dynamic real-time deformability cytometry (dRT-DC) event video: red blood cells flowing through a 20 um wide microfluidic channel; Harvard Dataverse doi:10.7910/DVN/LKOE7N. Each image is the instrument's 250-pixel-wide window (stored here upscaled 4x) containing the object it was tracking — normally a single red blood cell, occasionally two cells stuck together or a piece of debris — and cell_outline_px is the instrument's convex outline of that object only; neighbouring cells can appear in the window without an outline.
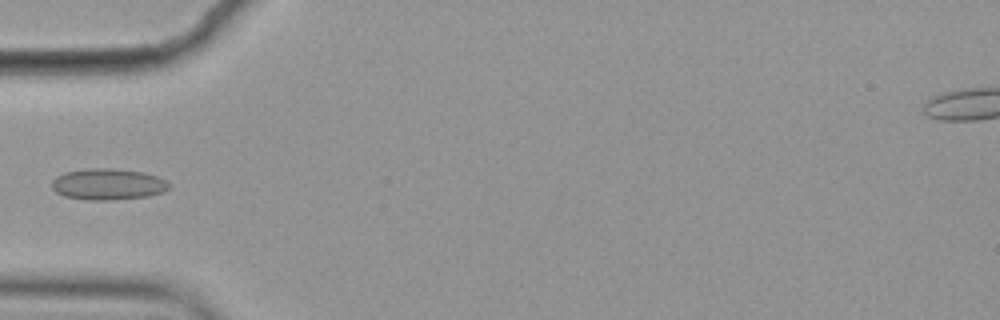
{"species": "common noctule bat (a hibernating species)", "species_latin": "Nyctalus noctula", "temperature_condition": "cold", "stored_images_in_passage": 5, "camera_frame_rate_fps": 3000, "um_per_image_px": 0.085, "animal": {"sex": "female", "body_mass_g": 19.9}, "frame": {"image": 1, "passage_image": 5, "time_ms": 1.333, "image_size_px": [1000, 320], "cell_outline_px": [[168, 188], [164, 192], [148, 196], [112, 200], [88, 200], [64, 196], [56, 192], [52, 188], [52, 180], [56, 176], [64, 172], [88, 168], [112, 168], [144, 172], [168, 180]], "centroid_in_image_um": [9.17, 15.65], "position_along_channel_um": 75.8, "area_um2": 21.5}}